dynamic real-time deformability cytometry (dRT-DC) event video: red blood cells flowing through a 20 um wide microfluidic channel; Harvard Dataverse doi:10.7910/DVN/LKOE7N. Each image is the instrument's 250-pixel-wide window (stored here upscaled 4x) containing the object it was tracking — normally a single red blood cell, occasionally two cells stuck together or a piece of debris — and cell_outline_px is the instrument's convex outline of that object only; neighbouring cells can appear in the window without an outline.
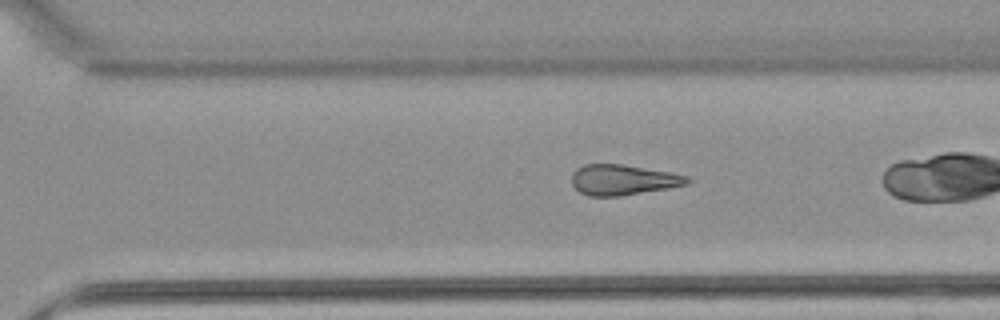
{"species": "common noctule bat (a hibernating species)", "species_latin": "Nyctalus noctula", "temperature_condition": "warm", "stored_images_in_passage": 37, "camera_frame_rate_fps": 3000, "um_per_image_px": 0.085, "animal": {"sex": "female", "body_mass_g": 22.7, "forearm_length_mm": 54.2}, "frame": {"image": 1, "passage_image": 32, "time_ms": 10.333, "image_size_px": [1000, 320], "cell_outline_px": [[692, 180], [688, 184], [668, 188], [620, 196], [588, 196], [580, 192], [572, 184], [572, 172], [576, 168], [584, 164], [624, 164], [672, 172], [688, 176]], "centroid_in_image_um": [52.97, 15.27], "position_along_channel_um": 317.6, "area_um2": 20.69}}